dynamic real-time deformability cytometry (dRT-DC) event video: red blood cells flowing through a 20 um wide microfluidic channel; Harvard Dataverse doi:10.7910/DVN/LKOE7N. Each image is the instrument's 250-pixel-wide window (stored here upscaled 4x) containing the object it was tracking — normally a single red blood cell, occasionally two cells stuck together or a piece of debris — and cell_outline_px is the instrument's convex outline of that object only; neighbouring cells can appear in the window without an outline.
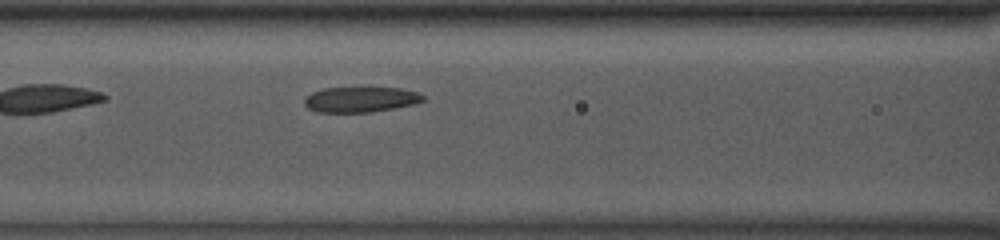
{"species": "common noctule bat (a hibernating species)", "species_latin": "Nyctalus noctula", "temperature_condition": "room temperature", "stored_images_in_passage": 35, "camera_frame_rate_fps": 3000, "um_per_image_px": 0.085, "animal": {"sex": "male", "body_mass_g": 13.0, "forearm_length_mm": 53.1}, "frame": {"image": 1, "passage_image": 7, "time_ms": 2.0, "image_size_px": [1000, 240], "cell_outline_px": [[424, 100], [416, 104], [368, 112], [316, 112], [308, 108], [304, 104], [304, 100], [312, 92], [324, 88], [360, 84], [368, 84], [400, 88], [416, 92], [424, 96]], "centroid_in_image_um": [30.65, 8.38], "position_along_channel_um": 136.0, "area_um2": 18.55}}
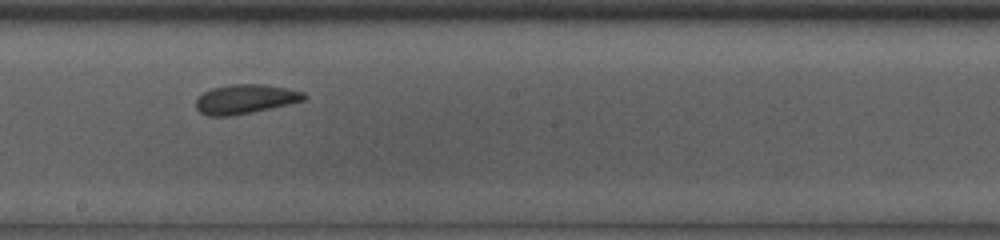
{"frame": {"image": 2, "passage_image": 14, "time_ms": 4.333, "image_size_px": [1000, 240], "cell_outline_px": [[308, 96], [304, 100], [288, 104], [252, 112], [228, 116], [208, 116], [200, 112], [196, 108], [196, 100], [204, 92], [212, 88], [232, 84], [264, 84], [288, 88], [304, 92]], "centroid_in_image_um": [20.86, 8.41], "position_along_channel_um": 227.3, "area_um2": 18.38}}
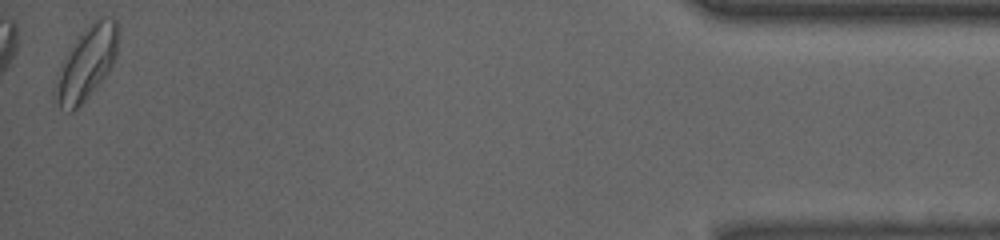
{"frame": {"image": 3, "passage_image": 35, "time_ms": 11.333, "image_size_px": [1000, 240], "cell_outline_px": [[116, 56], [108, 72], [96, 88], [72, 112], [68, 112], [60, 108], [52, 100], [52, 88], [56, 72], [68, 48], [80, 32], [100, 16], [116, 20]], "centroid_in_image_um": [7.24, 5.43], "position_along_channel_um": 428.0, "area_um2": 27.05}, "authors_computed_cell_mechanics": {"area_um2": 18.9584, "velocity_mm_per_s": 3.9286, "shape_relaxation_time_tau1_ms": 3.4204, "shape_relaxation_time_tau2_ms": 1.5042, "deformation_change_tau1": 0.1018, "deformation_change_tau2": 0.0807}}